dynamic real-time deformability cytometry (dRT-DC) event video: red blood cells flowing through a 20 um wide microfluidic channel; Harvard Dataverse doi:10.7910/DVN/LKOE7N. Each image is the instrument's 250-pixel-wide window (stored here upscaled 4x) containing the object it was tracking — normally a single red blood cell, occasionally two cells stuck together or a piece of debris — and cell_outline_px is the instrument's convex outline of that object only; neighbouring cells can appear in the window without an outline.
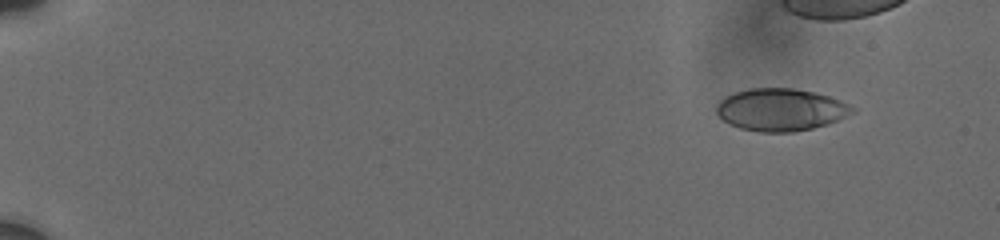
{"species": "human", "species_latin": "Homo sapiens", "temperature_condition": "cold", "stored_images_in_passage": 43, "camera_frame_rate_fps": 3000, "um_per_image_px": 0.085, "donor": {"sex": "male"}, "frame": {"image": 1, "passage_image": 1, "time_ms": 0.0, "image_size_px": [1000, 240], "cell_outline_px": [[856, 112], [828, 124], [812, 128], [792, 132], [760, 132], [740, 128], [724, 120], [716, 112], [716, 104], [724, 96], [736, 92], [752, 88], [792, 88], [816, 92], [840, 100], [856, 108]], "centroid_in_image_um": [66.38, 9.32], "position_along_channel_um": 18.6, "area_um2": 33.52}}
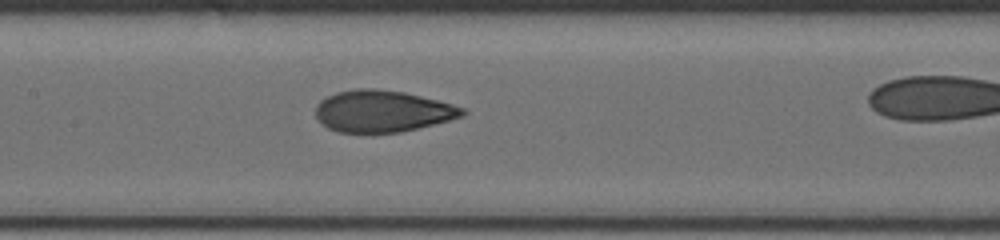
{"frame": {"image": 2, "passage_image": 26, "time_ms": 8.333, "image_size_px": [1000, 240], "cell_outline_px": [[468, 112], [464, 116], [400, 132], [340, 132], [328, 128], [316, 116], [316, 104], [320, 100], [336, 92], [356, 88], [376, 88], [404, 92], [452, 104], [464, 108]], "centroid_in_image_um": [32.5, 9.43], "position_along_channel_um": 174.9, "area_um2": 35.37}}
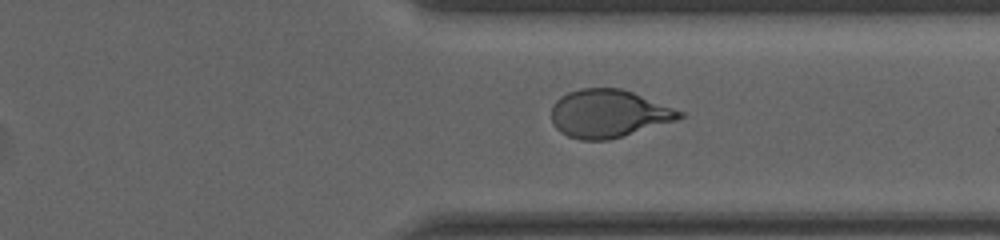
{"frame": {"image": 3, "passage_image": 41, "time_ms": 13.333, "image_size_px": [1000, 240], "cell_outline_px": [[684, 116], [676, 120], [608, 140], [580, 140], [568, 136], [560, 132], [552, 124], [552, 104], [560, 96], [568, 92], [580, 88], [620, 88], [632, 92], [684, 112]], "centroid_in_image_um": [51.68, 9.65], "position_along_channel_um": 359.7, "area_um2": 35.55}}